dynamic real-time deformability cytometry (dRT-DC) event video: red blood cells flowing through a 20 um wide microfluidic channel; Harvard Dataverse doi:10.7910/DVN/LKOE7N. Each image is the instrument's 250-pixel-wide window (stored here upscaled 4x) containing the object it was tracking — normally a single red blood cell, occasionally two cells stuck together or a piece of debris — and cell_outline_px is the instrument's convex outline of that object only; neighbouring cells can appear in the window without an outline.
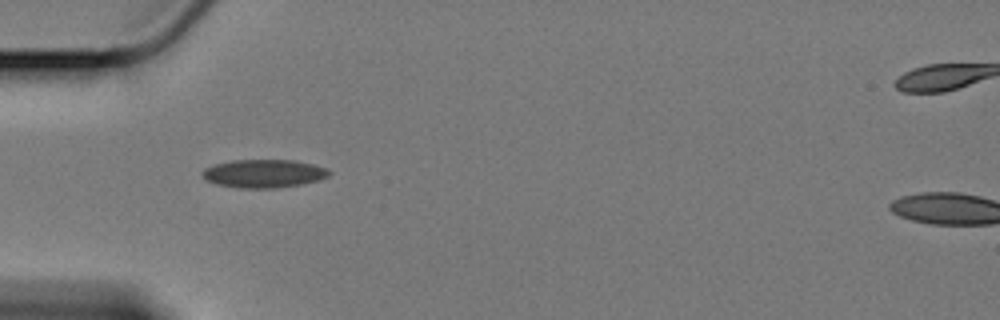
{"species": "Egyptian fruit bat (a non-hibernating species)", "species_latin": "Rousettus aegyptiacus", "temperature_condition": "cold", "stored_images_in_passage": 42, "camera_frame_rate_fps": 3000, "um_per_image_px": 0.085, "animal": {"sex": "female"}, "frame": {"image": 1, "passage_image": 1, "time_ms": 0.0, "image_size_px": [1000, 320], "cell_outline_px": [[332, 172], [328, 176], [320, 180], [300, 184], [276, 188], [240, 188], [216, 184], [208, 180], [200, 172], [204, 168], [212, 164], [232, 160], [292, 160], [312, 164], [324, 168]], "centroid_in_image_um": [22.39, 14.75], "position_along_channel_um": 62.6, "area_um2": 20.81}}
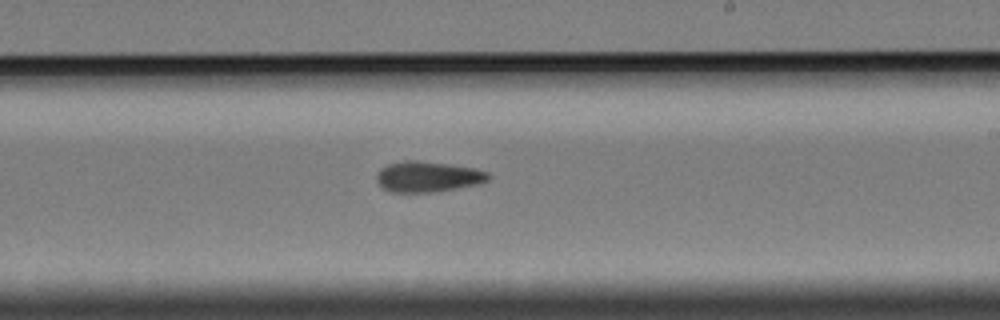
{"frame": {"image": 2, "passage_image": 18, "time_ms": 5.667, "image_size_px": [1000, 320], "cell_outline_px": [[492, 176], [488, 180], [480, 184], [432, 192], [392, 192], [384, 188], [376, 180], [376, 176], [380, 168], [388, 164], [404, 160], [416, 160], [476, 168], [488, 172]], "centroid_in_image_um": [36.38, 15.01], "position_along_channel_um": 252.6, "area_um2": 19.94}}
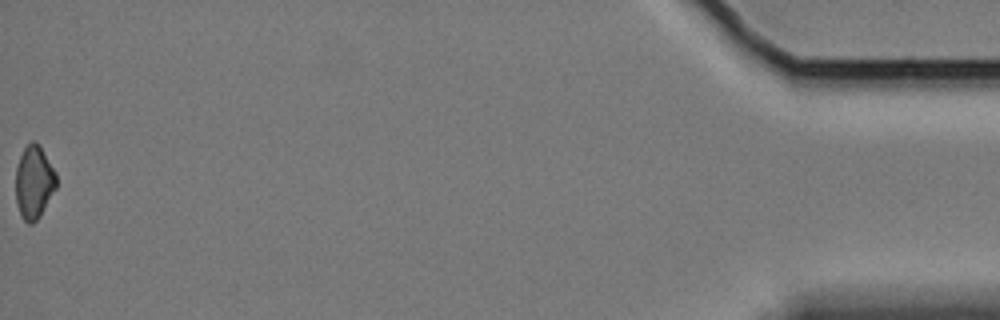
{"frame": {"image": 3, "passage_image": 42, "time_ms": 13.667, "image_size_px": [1000, 320], "cell_outline_px": [[56, 188], [40, 216], [32, 224], [28, 224], [20, 216], [16, 204], [16, 168], [20, 156], [24, 148], [32, 140], [36, 140], [40, 144], [56, 172]], "centroid_in_image_um": [2.89, 15.48], "position_along_channel_um": 432.3, "area_um2": 17.51}}